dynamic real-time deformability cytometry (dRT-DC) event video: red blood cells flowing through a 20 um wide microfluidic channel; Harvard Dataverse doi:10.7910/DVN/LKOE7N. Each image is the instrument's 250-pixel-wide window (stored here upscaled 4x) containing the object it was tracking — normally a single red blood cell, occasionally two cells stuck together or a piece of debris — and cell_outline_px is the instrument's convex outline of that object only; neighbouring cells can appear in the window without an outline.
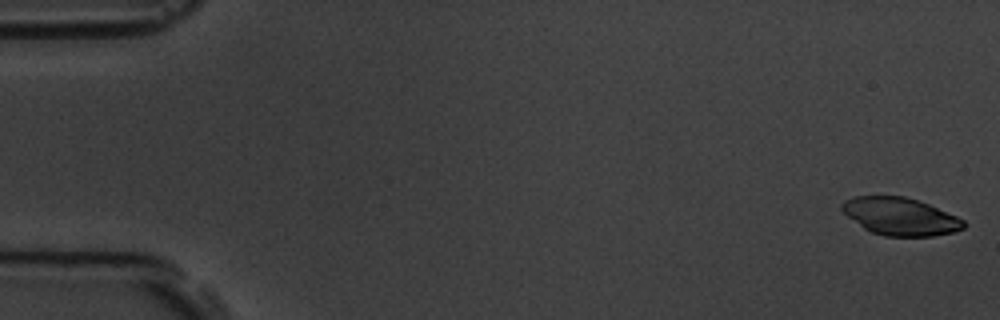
{"species": "common noctule bat (a hibernating species)", "species_latin": "Nyctalus noctula", "temperature_condition": "room temperature", "stored_images_in_passage": 5, "camera_frame_rate_fps": 3000, "um_per_image_px": 0.085, "animal": {"sex": "male", "body_mass_g": 19.5, "forearm_length_mm": 54.6}, "frame": {"image": 1, "passage_image": 1, "time_ms": 0.0, "image_size_px": [1000, 320], "cell_outline_px": [[968, 224], [964, 228], [956, 232], [932, 236], [884, 236], [872, 232], [864, 228], [848, 216], [840, 208], [840, 204], [844, 200], [852, 196], [904, 196], [928, 204], [956, 216], [964, 220]], "centroid_in_image_um": [76.53, 18.4], "position_along_channel_um": 8.5, "area_um2": 26.65}}